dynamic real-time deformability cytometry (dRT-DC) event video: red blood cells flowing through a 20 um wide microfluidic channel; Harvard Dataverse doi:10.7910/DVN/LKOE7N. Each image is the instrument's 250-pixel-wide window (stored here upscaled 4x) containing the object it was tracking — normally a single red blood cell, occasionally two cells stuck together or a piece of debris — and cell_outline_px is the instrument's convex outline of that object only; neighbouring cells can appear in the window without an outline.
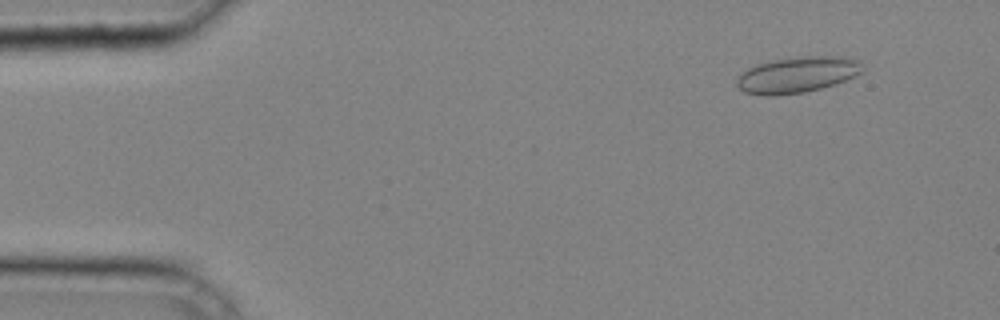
{"species": "common noctule bat (a hibernating species)", "species_latin": "Nyctalus noctula", "temperature_condition": "cold", "stored_images_in_passage": 36, "camera_frame_rate_fps": 3000, "um_per_image_px": 0.085, "animal": {"sex": "male", "body_mass_g": 20.4}, "frame": {"image": 1, "passage_image": 2, "time_ms": 0.333, "image_size_px": [1000, 320], "cell_outline_px": [[860, 72], [856, 76], [836, 84], [804, 92], [776, 96], [764, 96], [744, 92], [736, 84], [736, 80], [740, 72], [756, 64], [768, 60], [808, 56], [836, 56], [860, 60]], "centroid_in_image_um": [67.7, 6.36], "position_along_channel_um": 17.3, "area_um2": 26.47}}
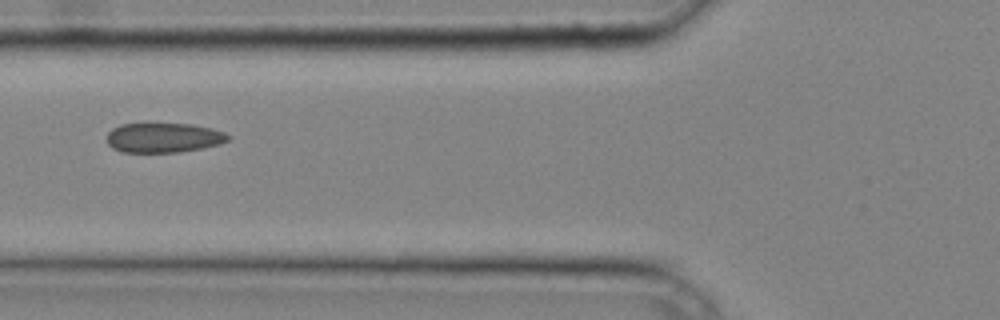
{"frame": {"image": 2, "passage_image": 14, "time_ms": 4.333, "image_size_px": [1000, 320], "cell_outline_px": [[232, 136], [228, 140], [220, 144], [180, 152], [120, 152], [112, 148], [108, 144], [108, 132], [112, 128], [120, 124], [192, 124], [224, 132]], "centroid_in_image_um": [13.89, 11.71], "position_along_channel_um": 111.9, "area_um2": 20.87}}
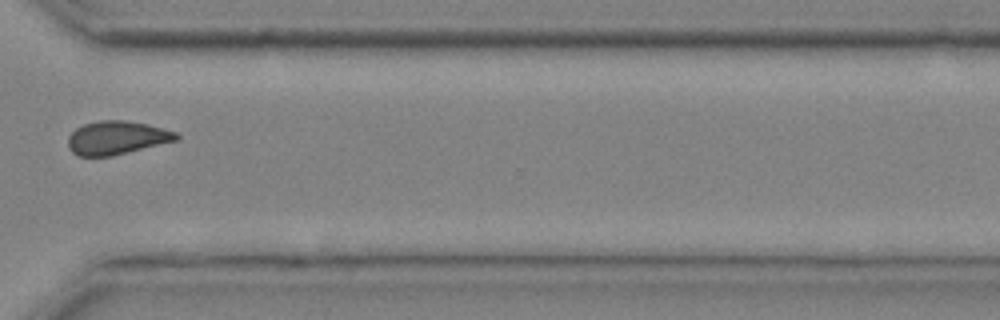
{"frame": {"image": 3, "passage_image": 30, "time_ms": 9.667, "image_size_px": [1000, 320], "cell_outline_px": [[180, 140], [112, 156], [76, 156], [68, 148], [68, 136], [76, 128], [84, 124], [100, 120], [124, 120], [148, 124], [176, 132], [180, 136]], "centroid_in_image_um": [9.94, 11.71], "position_along_channel_um": 360.7, "area_um2": 21.33}}